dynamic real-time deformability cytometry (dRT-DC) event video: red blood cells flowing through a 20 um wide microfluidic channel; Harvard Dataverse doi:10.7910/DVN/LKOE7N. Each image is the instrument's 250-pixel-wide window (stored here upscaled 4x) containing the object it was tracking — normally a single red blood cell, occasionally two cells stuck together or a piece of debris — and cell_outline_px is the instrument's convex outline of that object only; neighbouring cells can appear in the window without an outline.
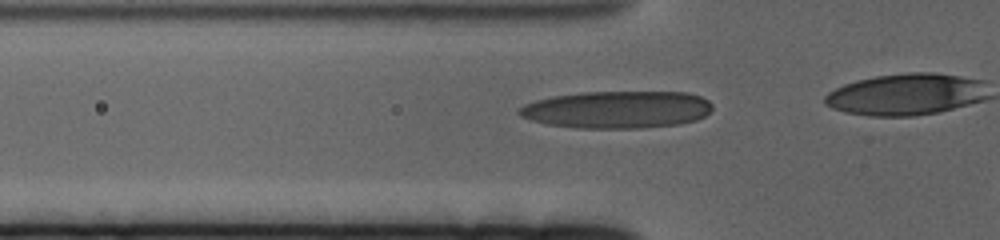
{"species": "human", "species_latin": "Homo sapiens", "temperature_condition": "cold", "stored_images_in_passage": 16, "camera_frame_rate_fps": 3000, "um_per_image_px": 0.085, "donor": {"sex": "female"}, "frame": {"image": 1, "passage_image": 10, "time_ms": 3.0, "image_size_px": [1000, 240], "cell_outline_px": [[712, 108], [704, 116], [696, 120], [680, 124], [640, 128], [576, 128], [548, 124], [532, 120], [520, 116], [516, 112], [524, 104], [536, 100], [556, 96], [580, 92], [688, 92], [700, 96], [708, 100], [712, 104]], "centroid_in_image_um": [52.46, 9.31], "position_along_channel_um": 73.3, "area_um2": 42.02}}
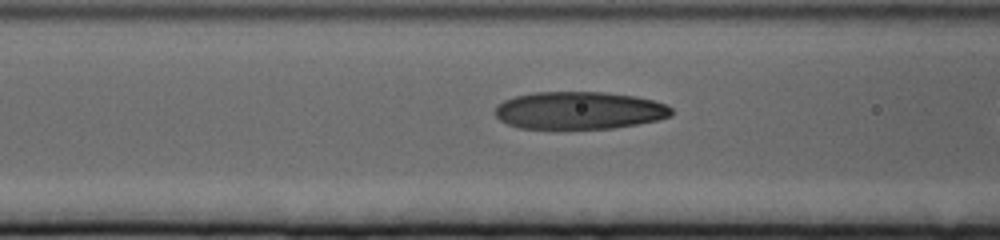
{"frame": {"image": 2, "passage_image": 14, "time_ms": 4.333, "image_size_px": [1000, 240], "cell_outline_px": [[672, 116], [656, 120], [636, 124], [612, 128], [520, 128], [508, 124], [500, 120], [496, 116], [496, 104], [504, 100], [516, 96], [532, 92], [604, 92], [636, 96], [668, 104], [672, 108]], "centroid_in_image_um": [49.24, 9.37], "position_along_channel_um": 117.4, "area_um2": 38.55}}